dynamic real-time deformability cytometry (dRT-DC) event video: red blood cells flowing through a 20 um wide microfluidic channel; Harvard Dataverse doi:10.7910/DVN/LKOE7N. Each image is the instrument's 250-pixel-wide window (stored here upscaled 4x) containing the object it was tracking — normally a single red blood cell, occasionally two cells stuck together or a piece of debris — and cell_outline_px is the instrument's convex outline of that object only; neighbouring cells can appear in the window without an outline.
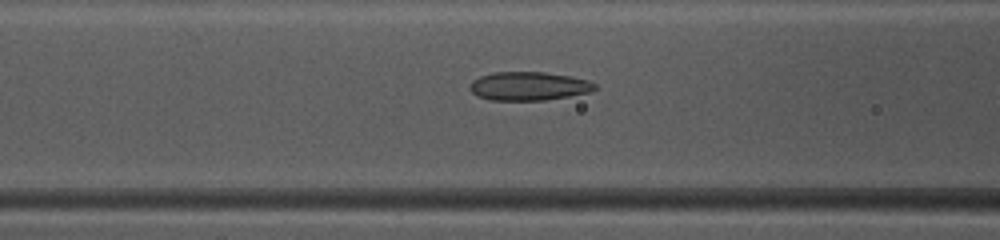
{"species": "common noctule bat (a hibernating species)", "species_latin": "Nyctalus noctula", "temperature_condition": "warm", "stored_images_in_passage": 46, "camera_frame_rate_fps": 3000, "um_per_image_px": 0.085, "animal": {"sex": "female", "body_mass_g": 10.0, "forearm_length_mm": 53.1}, "frame": {"image": 1, "passage_image": 18, "time_ms": 5.667, "image_size_px": [1000, 240], "cell_outline_px": [[596, 88], [588, 92], [568, 96], [544, 100], [488, 100], [476, 96], [468, 88], [472, 80], [480, 76], [492, 72], [544, 72], [568, 76], [588, 80], [596, 84]], "centroid_in_image_um": [44.88, 7.32], "position_along_channel_um": 121.7, "area_um2": 20.81}}
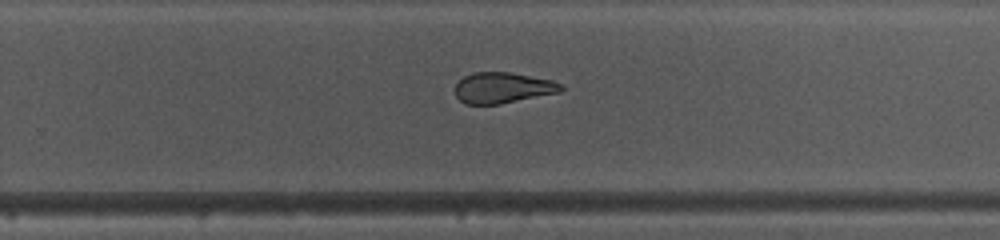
{"frame": {"image": 2, "passage_image": 30, "time_ms": 9.667, "image_size_px": [1000, 240], "cell_outline_px": [[564, 88], [560, 92], [500, 104], [464, 104], [456, 96], [456, 84], [464, 76], [472, 72], [512, 72], [552, 80], [564, 84]], "centroid_in_image_um": [42.76, 7.45], "position_along_channel_um": 287.0, "area_um2": 19.13}}
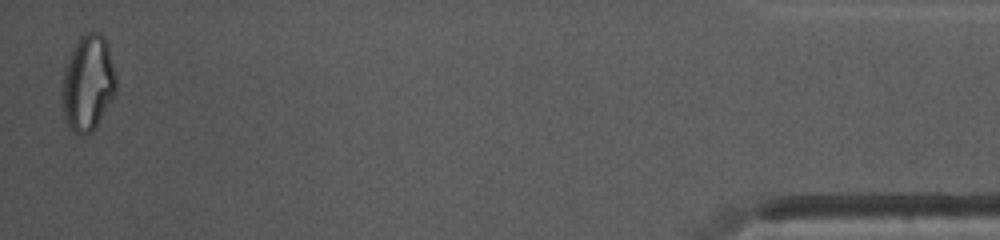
{"frame": {"image": 3, "passage_image": 46, "time_ms": 15.0, "image_size_px": [1000, 240], "cell_outline_px": [[116, 92], [96, 128], [88, 136], [80, 136], [72, 132], [64, 120], [60, 92], [64, 68], [68, 56], [76, 40], [80, 36], [88, 32], [100, 32], [104, 36], [108, 44], [116, 76]], "centroid_in_image_um": [7.44, 7.1], "position_along_channel_um": 427.8, "area_um2": 31.15}, "authors_computed_cell_mechanics": {"area_um2": 22.0507, "velocity_mm_per_s": 4.138, "shape_relaxation_time_tau1_ms": null, "shape_relaxation_time_tau2_ms": 1.5095, "deformation_change_tau1": null, "deformation_change_tau2": 0.0836}}